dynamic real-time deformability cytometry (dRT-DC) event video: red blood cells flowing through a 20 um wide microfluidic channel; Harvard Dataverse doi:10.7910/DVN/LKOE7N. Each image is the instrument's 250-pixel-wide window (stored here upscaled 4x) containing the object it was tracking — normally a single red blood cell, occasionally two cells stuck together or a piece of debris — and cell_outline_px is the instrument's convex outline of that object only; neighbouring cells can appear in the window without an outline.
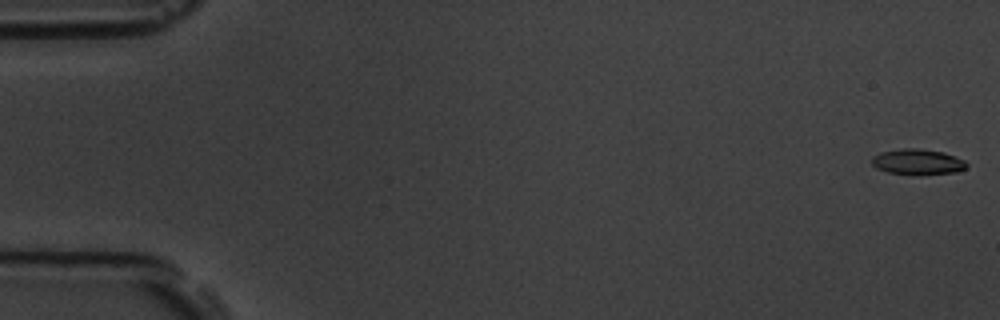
{"species": "common noctule bat (a hibernating species)", "species_latin": "Nyctalus noctula", "temperature_condition": "room temperature", "stored_images_in_passage": 2, "segment_of_instrument_passage": [2, 2], "camera_frame_rate_fps": 3000, "um_per_image_px": 0.085, "animal": {"sex": "male", "body_mass_g": 19.5, "forearm_length_mm": 54.6}, "frame": {"image": 1, "passage_image": 2, "time_ms": 1.333, "image_size_px": [1000, 320], "cell_outline_px": [[968, 168], [956, 172], [920, 176], [888, 172], [876, 168], [872, 164], [872, 156], [880, 152], [904, 148], [916, 148], [944, 152], [964, 160], [968, 164]], "centroid_in_image_um": [78.02, 13.78], "position_along_channel_um": 7.0, "area_um2": 14.45}}